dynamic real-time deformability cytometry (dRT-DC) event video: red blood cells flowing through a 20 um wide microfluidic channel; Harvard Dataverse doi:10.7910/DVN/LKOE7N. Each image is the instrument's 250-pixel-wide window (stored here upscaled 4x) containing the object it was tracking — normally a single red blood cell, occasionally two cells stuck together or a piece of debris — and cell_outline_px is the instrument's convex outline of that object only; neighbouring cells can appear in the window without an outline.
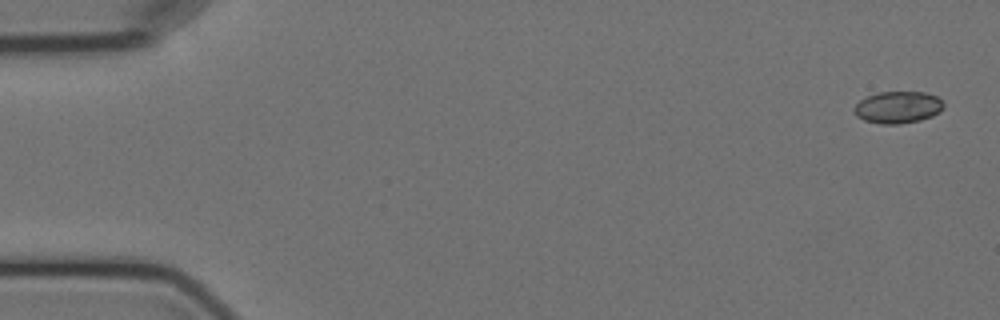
{"species": "Egyptian fruit bat (a non-hibernating species)", "species_latin": "Rousettus aegyptiacus", "temperature_condition": "cold", "stored_images_in_passage": 6, "camera_frame_rate_fps": 3000, "um_per_image_px": 0.085, "animal": {"sex": "female"}, "frame": {"image": 1, "passage_image": 1, "time_ms": 0.0, "image_size_px": [1000, 320], "cell_outline_px": [[944, 108], [940, 112], [932, 116], [920, 120], [900, 124], [880, 124], [864, 120], [856, 116], [852, 108], [860, 100], [876, 92], [924, 92], [936, 96], [944, 104]], "centroid_in_image_um": [76.3, 9.12], "position_along_channel_um": 8.7, "area_um2": 16.76}}
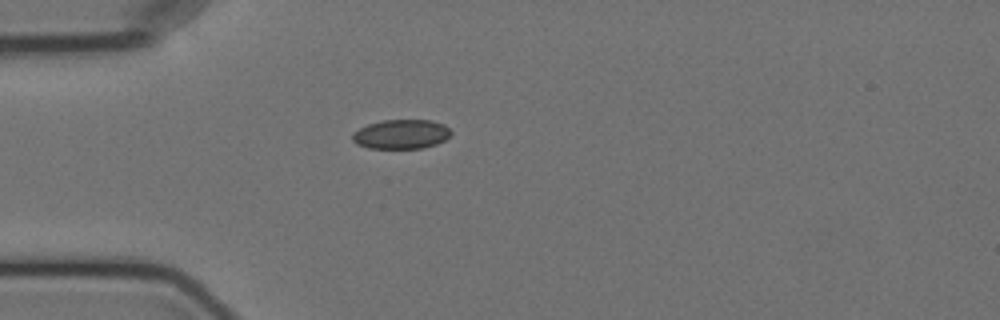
{"frame": {"image": 2, "passage_image": 5, "time_ms": 4.667, "image_size_px": [1000, 320], "cell_outline_px": [[452, 132], [444, 140], [436, 144], [420, 148], [368, 148], [356, 144], [352, 140], [352, 132], [368, 124], [384, 120], [432, 120], [444, 124]], "centroid_in_image_um": [34.08, 11.4], "position_along_channel_um": 50.9, "area_um2": 16.82}}